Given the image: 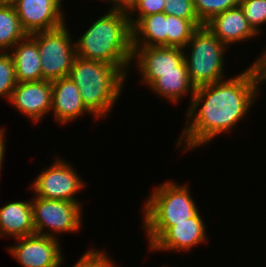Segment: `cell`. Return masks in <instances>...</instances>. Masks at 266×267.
Here are the masks:
<instances>
[{"label":"cell","mask_w":266,"mask_h":267,"mask_svg":"<svg viewBox=\"0 0 266 267\" xmlns=\"http://www.w3.org/2000/svg\"><path fill=\"white\" fill-rule=\"evenodd\" d=\"M264 81L252 64L235 78L196 88L186 114L187 125L177 145L183 146L184 142L186 150L195 149L231 131L248 113Z\"/></svg>","instance_id":"6da1fadb"},{"label":"cell","mask_w":266,"mask_h":267,"mask_svg":"<svg viewBox=\"0 0 266 267\" xmlns=\"http://www.w3.org/2000/svg\"><path fill=\"white\" fill-rule=\"evenodd\" d=\"M128 15L109 10L98 18L74 43L76 56L114 65L127 76L128 65L134 62L132 26Z\"/></svg>","instance_id":"7a4b0ae2"},{"label":"cell","mask_w":266,"mask_h":267,"mask_svg":"<svg viewBox=\"0 0 266 267\" xmlns=\"http://www.w3.org/2000/svg\"><path fill=\"white\" fill-rule=\"evenodd\" d=\"M68 77L78 86L87 110L98 119L108 116L127 76L114 65L76 56Z\"/></svg>","instance_id":"3957f363"},{"label":"cell","mask_w":266,"mask_h":267,"mask_svg":"<svg viewBox=\"0 0 266 267\" xmlns=\"http://www.w3.org/2000/svg\"><path fill=\"white\" fill-rule=\"evenodd\" d=\"M188 188L167 180L152 191L142 216L150 246L178 222L202 218Z\"/></svg>","instance_id":"277c9868"},{"label":"cell","mask_w":266,"mask_h":267,"mask_svg":"<svg viewBox=\"0 0 266 267\" xmlns=\"http://www.w3.org/2000/svg\"><path fill=\"white\" fill-rule=\"evenodd\" d=\"M186 47L191 48V53L188 56L184 51V60L190 82L195 88L225 79L223 56L228 47L206 25L193 32Z\"/></svg>","instance_id":"5b68a950"},{"label":"cell","mask_w":266,"mask_h":267,"mask_svg":"<svg viewBox=\"0 0 266 267\" xmlns=\"http://www.w3.org/2000/svg\"><path fill=\"white\" fill-rule=\"evenodd\" d=\"M30 35L36 40L39 48L42 80L53 81L69 76L76 50L66 25Z\"/></svg>","instance_id":"8992f818"},{"label":"cell","mask_w":266,"mask_h":267,"mask_svg":"<svg viewBox=\"0 0 266 267\" xmlns=\"http://www.w3.org/2000/svg\"><path fill=\"white\" fill-rule=\"evenodd\" d=\"M33 197L31 205L35 234L56 238L59 232L71 233L80 230L82 203ZM47 227L53 232L44 233L43 230Z\"/></svg>","instance_id":"52a82bcc"},{"label":"cell","mask_w":266,"mask_h":267,"mask_svg":"<svg viewBox=\"0 0 266 267\" xmlns=\"http://www.w3.org/2000/svg\"><path fill=\"white\" fill-rule=\"evenodd\" d=\"M54 162L33 182L32 187L36 197L78 202L75 193L84 188V181L69 162L66 163L61 158Z\"/></svg>","instance_id":"ba28073f"},{"label":"cell","mask_w":266,"mask_h":267,"mask_svg":"<svg viewBox=\"0 0 266 267\" xmlns=\"http://www.w3.org/2000/svg\"><path fill=\"white\" fill-rule=\"evenodd\" d=\"M137 59V60H135ZM132 60L137 62L142 83L151 86L160 74L188 72L184 60V49L169 46L133 47Z\"/></svg>","instance_id":"9c48e42d"},{"label":"cell","mask_w":266,"mask_h":267,"mask_svg":"<svg viewBox=\"0 0 266 267\" xmlns=\"http://www.w3.org/2000/svg\"><path fill=\"white\" fill-rule=\"evenodd\" d=\"M19 241L8 247L22 267H60L63 261L58 238L32 234L15 238Z\"/></svg>","instance_id":"30bf717a"},{"label":"cell","mask_w":266,"mask_h":267,"mask_svg":"<svg viewBox=\"0 0 266 267\" xmlns=\"http://www.w3.org/2000/svg\"><path fill=\"white\" fill-rule=\"evenodd\" d=\"M27 34L50 31L65 24L62 0H9Z\"/></svg>","instance_id":"8fae6325"},{"label":"cell","mask_w":266,"mask_h":267,"mask_svg":"<svg viewBox=\"0 0 266 267\" xmlns=\"http://www.w3.org/2000/svg\"><path fill=\"white\" fill-rule=\"evenodd\" d=\"M16 109L38 122L51 111L52 86L49 80L18 82L9 100Z\"/></svg>","instance_id":"7c38bea8"},{"label":"cell","mask_w":266,"mask_h":267,"mask_svg":"<svg viewBox=\"0 0 266 267\" xmlns=\"http://www.w3.org/2000/svg\"><path fill=\"white\" fill-rule=\"evenodd\" d=\"M203 218H189L169 227L151 246L150 250L187 251L203 243L206 237Z\"/></svg>","instance_id":"4fadbf2b"},{"label":"cell","mask_w":266,"mask_h":267,"mask_svg":"<svg viewBox=\"0 0 266 267\" xmlns=\"http://www.w3.org/2000/svg\"><path fill=\"white\" fill-rule=\"evenodd\" d=\"M205 25L227 47L258 35L247 21L240 5L215 15Z\"/></svg>","instance_id":"5bb4252c"},{"label":"cell","mask_w":266,"mask_h":267,"mask_svg":"<svg viewBox=\"0 0 266 267\" xmlns=\"http://www.w3.org/2000/svg\"><path fill=\"white\" fill-rule=\"evenodd\" d=\"M51 86V110L57 122L68 124L86 112L90 114L83 104L78 86L68 76L51 81Z\"/></svg>","instance_id":"9a60e30c"},{"label":"cell","mask_w":266,"mask_h":267,"mask_svg":"<svg viewBox=\"0 0 266 267\" xmlns=\"http://www.w3.org/2000/svg\"><path fill=\"white\" fill-rule=\"evenodd\" d=\"M12 49V52H7L12 56L17 82L42 80L41 58L36 40L27 34Z\"/></svg>","instance_id":"2e32d148"},{"label":"cell","mask_w":266,"mask_h":267,"mask_svg":"<svg viewBox=\"0 0 266 267\" xmlns=\"http://www.w3.org/2000/svg\"><path fill=\"white\" fill-rule=\"evenodd\" d=\"M35 234L31 201L9 202L0 208V237Z\"/></svg>","instance_id":"e0dca14e"},{"label":"cell","mask_w":266,"mask_h":267,"mask_svg":"<svg viewBox=\"0 0 266 267\" xmlns=\"http://www.w3.org/2000/svg\"><path fill=\"white\" fill-rule=\"evenodd\" d=\"M167 14L141 17L132 26V47L167 46Z\"/></svg>","instance_id":"ac0fdd59"},{"label":"cell","mask_w":266,"mask_h":267,"mask_svg":"<svg viewBox=\"0 0 266 267\" xmlns=\"http://www.w3.org/2000/svg\"><path fill=\"white\" fill-rule=\"evenodd\" d=\"M149 89L174 103L179 102V99L189 92L192 99L196 90L190 82L188 72L162 73Z\"/></svg>","instance_id":"d6986e66"},{"label":"cell","mask_w":266,"mask_h":267,"mask_svg":"<svg viewBox=\"0 0 266 267\" xmlns=\"http://www.w3.org/2000/svg\"><path fill=\"white\" fill-rule=\"evenodd\" d=\"M26 35L13 4L9 0H0V51H10Z\"/></svg>","instance_id":"ffe728a7"},{"label":"cell","mask_w":266,"mask_h":267,"mask_svg":"<svg viewBox=\"0 0 266 267\" xmlns=\"http://www.w3.org/2000/svg\"><path fill=\"white\" fill-rule=\"evenodd\" d=\"M203 25L200 20H187L167 14V46L185 49L193 32Z\"/></svg>","instance_id":"44dd1931"},{"label":"cell","mask_w":266,"mask_h":267,"mask_svg":"<svg viewBox=\"0 0 266 267\" xmlns=\"http://www.w3.org/2000/svg\"><path fill=\"white\" fill-rule=\"evenodd\" d=\"M198 18L205 25L215 15L239 5V0H193Z\"/></svg>","instance_id":"7402d4cb"},{"label":"cell","mask_w":266,"mask_h":267,"mask_svg":"<svg viewBox=\"0 0 266 267\" xmlns=\"http://www.w3.org/2000/svg\"><path fill=\"white\" fill-rule=\"evenodd\" d=\"M17 83L12 56L9 52H0V97L9 101Z\"/></svg>","instance_id":"603a6c76"},{"label":"cell","mask_w":266,"mask_h":267,"mask_svg":"<svg viewBox=\"0 0 266 267\" xmlns=\"http://www.w3.org/2000/svg\"><path fill=\"white\" fill-rule=\"evenodd\" d=\"M251 27L259 34V26L266 24V0H239Z\"/></svg>","instance_id":"cb8c5ba5"},{"label":"cell","mask_w":266,"mask_h":267,"mask_svg":"<svg viewBox=\"0 0 266 267\" xmlns=\"http://www.w3.org/2000/svg\"><path fill=\"white\" fill-rule=\"evenodd\" d=\"M163 12L187 20H200L193 0H165Z\"/></svg>","instance_id":"d4e9b609"},{"label":"cell","mask_w":266,"mask_h":267,"mask_svg":"<svg viewBox=\"0 0 266 267\" xmlns=\"http://www.w3.org/2000/svg\"><path fill=\"white\" fill-rule=\"evenodd\" d=\"M103 251L90 249L76 262L73 267H115V263Z\"/></svg>","instance_id":"484cf974"},{"label":"cell","mask_w":266,"mask_h":267,"mask_svg":"<svg viewBox=\"0 0 266 267\" xmlns=\"http://www.w3.org/2000/svg\"><path fill=\"white\" fill-rule=\"evenodd\" d=\"M164 6L165 0H138L136 5L130 11L131 14L128 15L131 26H133L141 17L155 13H162L164 11ZM134 11H138L139 13L137 19L133 18L132 12Z\"/></svg>","instance_id":"4316f807"},{"label":"cell","mask_w":266,"mask_h":267,"mask_svg":"<svg viewBox=\"0 0 266 267\" xmlns=\"http://www.w3.org/2000/svg\"><path fill=\"white\" fill-rule=\"evenodd\" d=\"M138 0H110L113 7L110 10L122 11L130 14L132 8L136 5Z\"/></svg>","instance_id":"83f0119b"},{"label":"cell","mask_w":266,"mask_h":267,"mask_svg":"<svg viewBox=\"0 0 266 267\" xmlns=\"http://www.w3.org/2000/svg\"><path fill=\"white\" fill-rule=\"evenodd\" d=\"M262 56L260 58L256 59L255 62H253L254 67L258 71V73L261 75V77L266 81V49H264Z\"/></svg>","instance_id":"f1b7e54d"},{"label":"cell","mask_w":266,"mask_h":267,"mask_svg":"<svg viewBox=\"0 0 266 267\" xmlns=\"http://www.w3.org/2000/svg\"><path fill=\"white\" fill-rule=\"evenodd\" d=\"M4 132H5V129L0 128V173H1V168L3 166L2 162H3V159H4V153H5V149H6V147H5V139H4V137H5Z\"/></svg>","instance_id":"f546056e"}]
</instances>
